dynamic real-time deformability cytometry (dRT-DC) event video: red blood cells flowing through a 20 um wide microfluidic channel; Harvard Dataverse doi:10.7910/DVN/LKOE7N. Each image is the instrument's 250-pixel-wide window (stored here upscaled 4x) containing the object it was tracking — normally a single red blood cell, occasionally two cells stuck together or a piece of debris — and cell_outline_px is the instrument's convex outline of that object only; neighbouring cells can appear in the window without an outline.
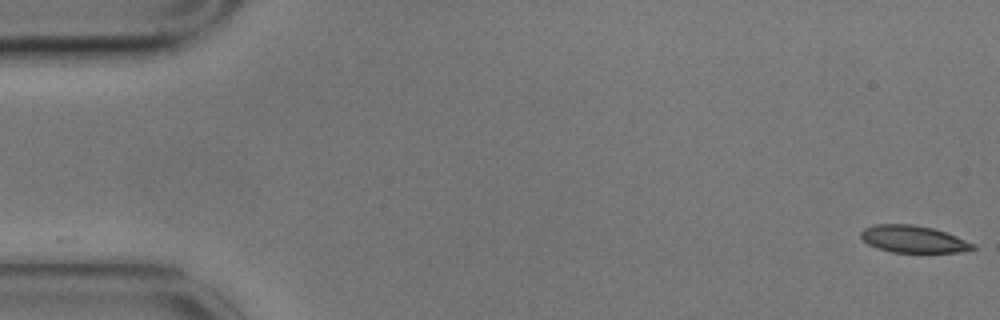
{"species": "common noctule bat (a hibernating species)", "species_latin": "Nyctalus noctula", "temperature_condition": "cold", "stored_images_in_passage": 3, "camera_frame_rate_fps": 3000, "um_per_image_px": 0.085, "animal": {"sex": "male", "body_mass_g": 17.9}, "frame": {"image": 1, "passage_image": 1, "time_ms": 0.0, "image_size_px": [1000, 320], "cell_outline_px": [[976, 248], [960, 252], [892, 252], [876, 248], [868, 244], [860, 236], [860, 232], [864, 228], [876, 224], [912, 224], [932, 228], [956, 236], [976, 244]], "centroid_in_image_um": [77.62, 20.32], "position_along_channel_um": 7.4, "area_um2": 17.63}}